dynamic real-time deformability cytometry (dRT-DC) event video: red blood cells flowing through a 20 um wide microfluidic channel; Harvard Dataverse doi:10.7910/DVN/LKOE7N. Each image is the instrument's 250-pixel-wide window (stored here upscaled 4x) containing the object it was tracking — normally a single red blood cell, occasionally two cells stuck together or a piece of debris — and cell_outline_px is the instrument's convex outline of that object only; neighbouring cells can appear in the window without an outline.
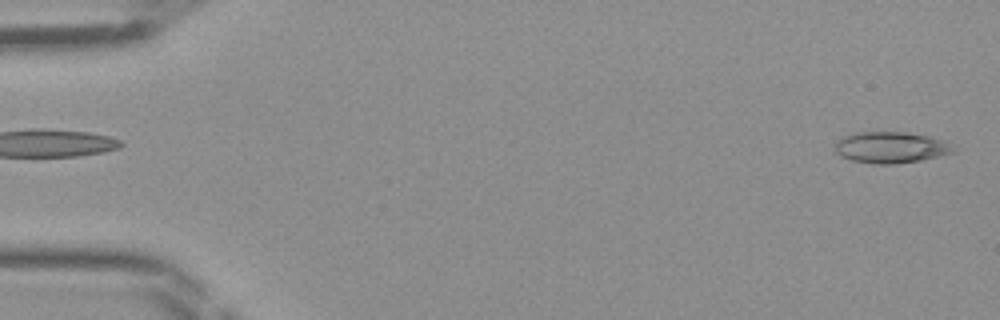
{"species": "Egyptian fruit bat (a non-hibernating species)", "species_latin": "Rousettus aegyptiacus", "temperature_condition": "room temperature", "stored_images_in_passage": 46, "camera_frame_rate_fps": 3000, "um_per_image_px": 0.085, "frame": {"image": 1, "passage_image": 2, "time_ms": 0.333, "image_size_px": [1000, 320], "cell_outline_px": [[956, 152], [924, 160], [896, 164], [872, 164], [852, 160], [840, 156], [836, 152], [836, 144], [844, 136], [856, 132], [908, 132], [928, 136], [944, 140]], "centroid_in_image_um": [75.74, 12.54], "position_along_channel_um": 9.3, "area_um2": 21.56}}
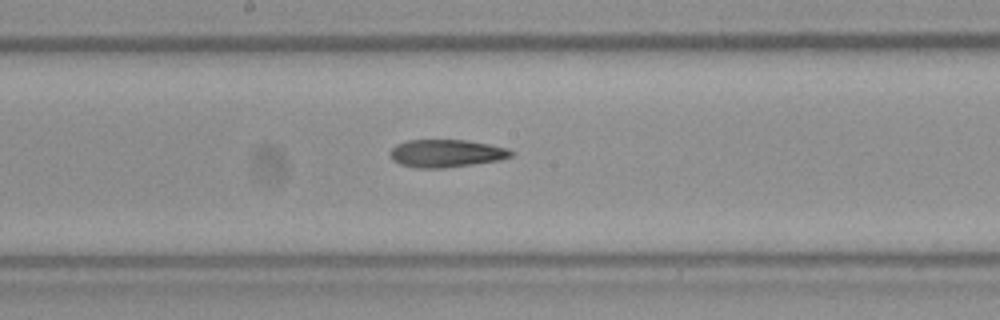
{"frame": {"image": 2, "passage_image": 25, "time_ms": 8.0, "image_size_px": [1000, 320], "cell_outline_px": [[516, 152], [512, 156], [500, 160], [444, 168], [416, 168], [400, 164], [392, 160], [388, 156], [388, 152], [396, 144], [408, 140], [468, 140], [508, 148]], "centroid_in_image_um": [37.91, 13.03], "position_along_channel_um": 210.3, "area_um2": 19.77}}
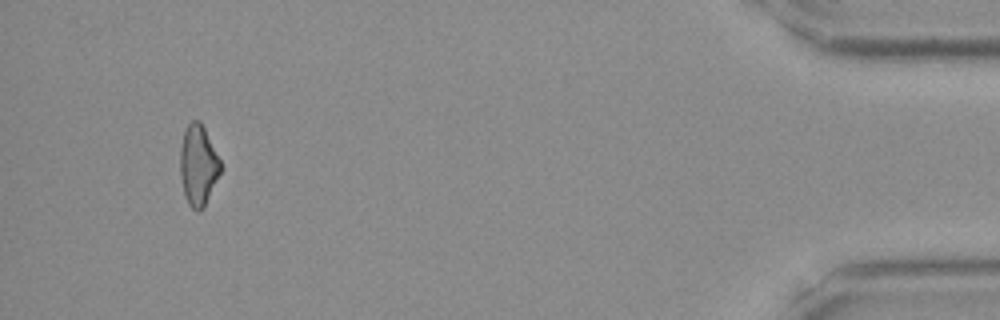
{"frame": {"image": 3, "passage_image": 44, "time_ms": 14.333, "image_size_px": [1000, 320], "cell_outline_px": [[220, 172], [204, 208], [200, 212], [196, 212], [188, 204], [184, 196], [180, 176], [180, 148], [184, 132], [188, 124], [192, 120], [200, 120], [220, 160]], "centroid_in_image_um": [16.82, 14.08], "position_along_channel_um": 418.4, "area_um2": 18.9}}